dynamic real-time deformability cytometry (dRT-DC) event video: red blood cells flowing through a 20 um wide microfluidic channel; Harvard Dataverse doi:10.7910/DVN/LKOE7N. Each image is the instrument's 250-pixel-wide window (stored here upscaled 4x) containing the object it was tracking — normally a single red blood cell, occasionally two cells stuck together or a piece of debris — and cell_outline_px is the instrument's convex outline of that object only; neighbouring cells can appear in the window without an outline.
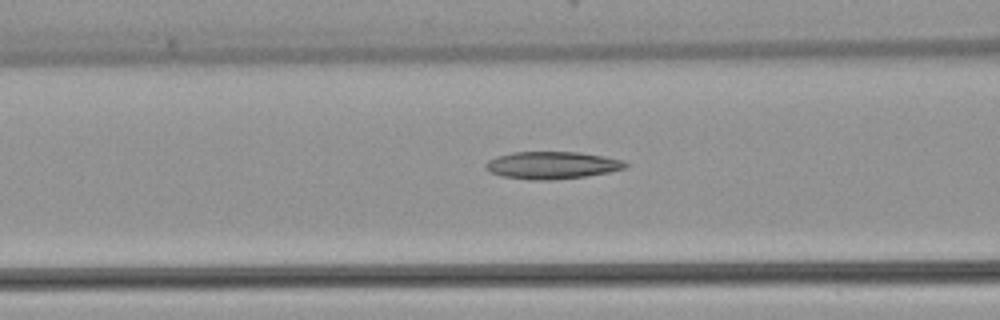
{"species": "common noctule bat (a hibernating species)", "species_latin": "Nyctalus noctula", "temperature_condition": "warm", "stored_images_in_passage": 30, "camera_frame_rate_fps": 3000, "um_per_image_px": 0.085, "animal": {"sex": "female", "body_mass_g": 22.7, "forearm_length_mm": 54.2}, "frame": {"image": 1, "passage_image": 11, "time_ms": 3.333, "image_size_px": [1000, 320], "cell_outline_px": [[628, 164], [624, 168], [608, 172], [584, 176], [552, 180], [532, 180], [500, 176], [488, 172], [484, 168], [484, 164], [488, 160], [496, 156], [512, 152], [580, 152], [604, 156], [624, 160]], "centroid_in_image_um": [46.86, 14.04], "position_along_channel_um": 119.7, "area_um2": 22.43}}
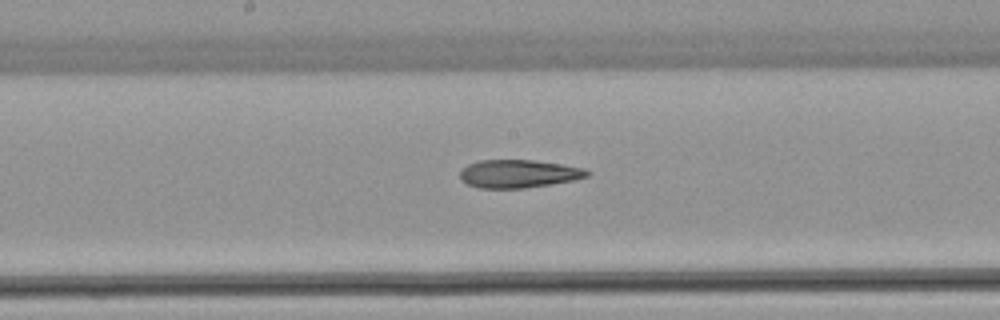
{"frame": {"image": 2, "passage_image": 17, "time_ms": 5.333, "image_size_px": [1000, 320], "cell_outline_px": [[592, 172], [588, 176], [576, 180], [552, 184], [524, 188], [480, 188], [468, 184], [460, 180], [460, 172], [468, 164], [480, 160], [532, 160], [560, 164], [584, 168]], "centroid_in_image_um": [44.1, 14.77], "position_along_channel_um": 204.1, "area_um2": 20.81}}
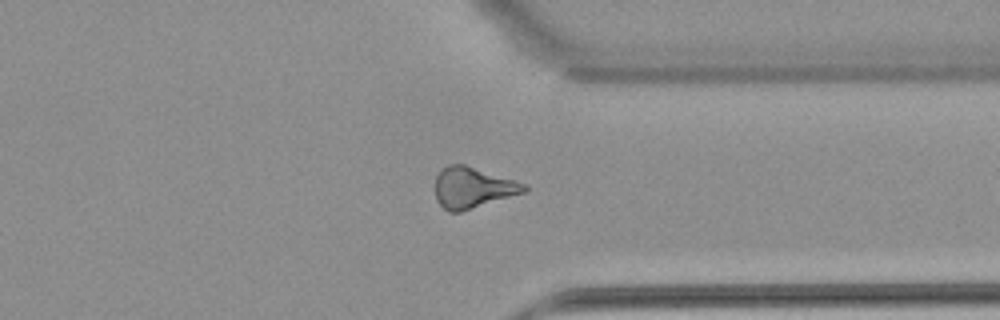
{"frame": {"image": 3, "passage_image": 29, "time_ms": 9.333, "image_size_px": [1000, 320], "cell_outline_px": [[528, 188], [524, 192], [460, 212], [448, 212], [436, 200], [436, 176], [448, 164], [464, 164], [528, 184]], "centroid_in_image_um": [40.18, 15.95], "position_along_channel_um": 371.2, "area_um2": 20.98}}